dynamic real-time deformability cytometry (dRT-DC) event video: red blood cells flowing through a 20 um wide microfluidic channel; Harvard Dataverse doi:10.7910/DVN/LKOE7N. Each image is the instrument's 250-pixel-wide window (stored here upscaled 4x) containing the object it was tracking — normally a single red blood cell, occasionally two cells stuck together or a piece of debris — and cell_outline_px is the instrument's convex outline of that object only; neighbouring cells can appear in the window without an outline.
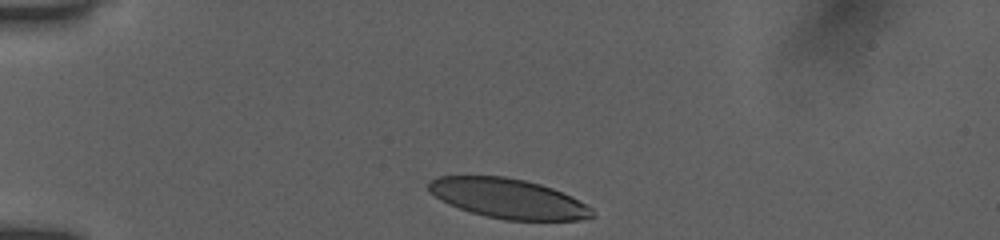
{"species": "human", "species_latin": "Homo sapiens", "temperature_condition": "room temperature", "stored_images_in_passage": 28, "camera_frame_rate_fps": 3000, "um_per_image_px": 0.085, "donor": {"sex": "female"}, "frame": {"image": 1, "passage_image": 1, "time_ms": 0.0, "image_size_px": [1000, 240], "cell_outline_px": [[596, 216], [580, 220], [504, 220], [484, 216], [448, 204], [440, 200], [428, 192], [428, 180], [436, 176], [504, 176], [524, 180], [540, 184], [552, 188], [572, 196], [592, 208]], "centroid_in_image_um": [43.18, 16.87], "position_along_channel_um": 41.8, "area_um2": 38.09}}
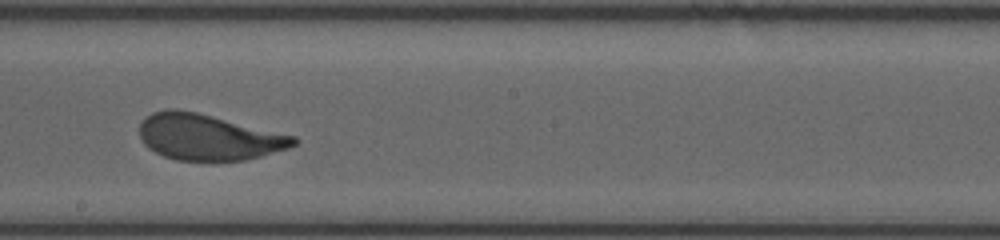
{"frame": {"image": 2, "passage_image": 16, "time_ms": 5.0, "image_size_px": [1000, 240], "cell_outline_px": [[300, 140], [296, 144], [288, 148], [260, 156], [244, 160], [176, 160], [164, 156], [148, 148], [140, 140], [140, 124], [152, 112], [172, 108], [176, 108], [196, 112], [296, 136]], "centroid_in_image_um": [17.71, 11.65], "position_along_channel_um": 230.5, "area_um2": 41.04}}
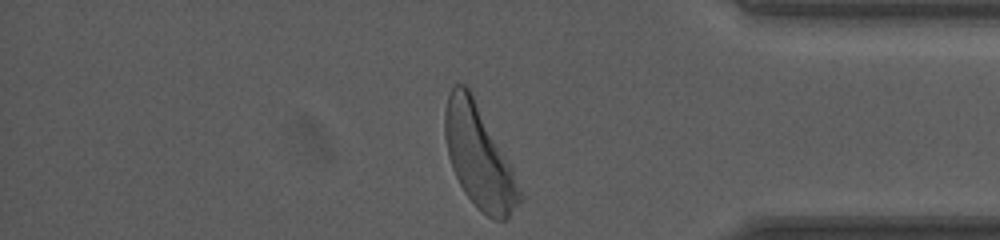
{"frame": {"image": 3, "passage_image": 28, "time_ms": 9.0, "image_size_px": [1000, 240], "cell_outline_px": [[524, 196], [508, 216], [504, 220], [492, 220], [480, 212], [464, 192], [452, 168], [444, 136], [444, 112], [448, 96], [452, 84], [464, 84], [468, 88], [512, 168]], "centroid_in_image_um": [40.69, 13.36], "position_along_channel_um": 394.5, "area_um2": 43.81}, "authors_computed_cell_mechanics": {"area_um2": 41.5293, "velocity_mm_per_s": 3.9183, "shape_relaxation_time_tau1_ms": 2.0477, "shape_relaxation_time_tau2_ms": null, "deformation_change_tau1": 0.1565, "deformation_change_tau2": null}}